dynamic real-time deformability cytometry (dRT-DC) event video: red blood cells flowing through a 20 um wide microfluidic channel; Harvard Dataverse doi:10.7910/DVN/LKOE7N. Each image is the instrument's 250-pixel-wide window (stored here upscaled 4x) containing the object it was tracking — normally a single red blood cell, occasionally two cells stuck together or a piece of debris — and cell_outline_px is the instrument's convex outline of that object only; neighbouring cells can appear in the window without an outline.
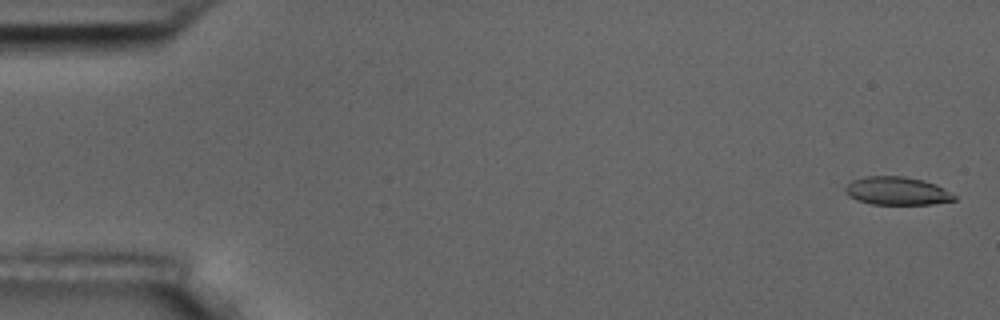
{"species": "common noctule bat (a hibernating species)", "species_latin": "Nyctalus noctula", "temperature_condition": "room temperature", "stored_images_in_passage": 9, "camera_frame_rate_fps": 3000, "um_per_image_px": 0.085, "animal": {"sex": "male", "body_mass_g": 17.5, "forearm_length_mm": 52.3}, "frame": {"image": 1, "passage_image": 1, "time_ms": 0.0, "image_size_px": [1000, 320], "cell_outline_px": [[956, 200], [932, 204], [872, 204], [856, 200], [848, 196], [844, 192], [844, 188], [852, 180], [868, 176], [904, 176], [924, 180], [936, 184], [944, 188], [956, 196]], "centroid_in_image_um": [76.24, 16.23], "position_along_channel_um": 8.8, "area_um2": 17.98}}
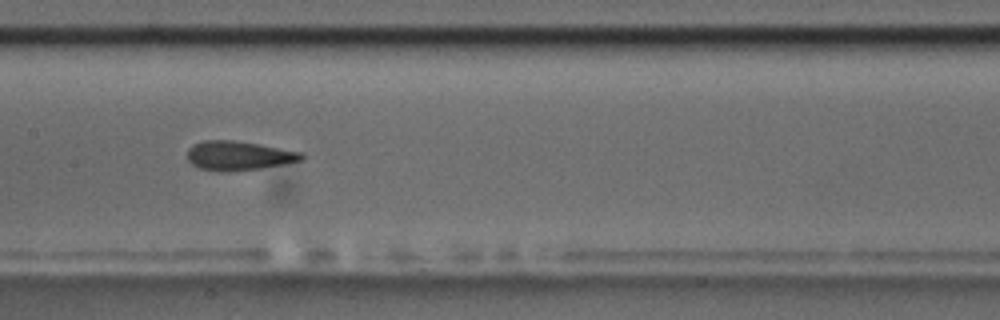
{"frame": {"image": 2, "passage_image": 8, "time_ms": 8.667, "image_size_px": [1000, 320], "cell_outline_px": [[304, 160], [284, 164], [260, 168], [224, 172], [220, 172], [200, 168], [192, 164], [188, 160], [188, 148], [192, 144], [204, 140], [232, 140], [260, 144], [304, 152]], "centroid_in_image_um": [20.31, 13.22], "position_along_channel_um": 187.1, "area_um2": 19.59}}
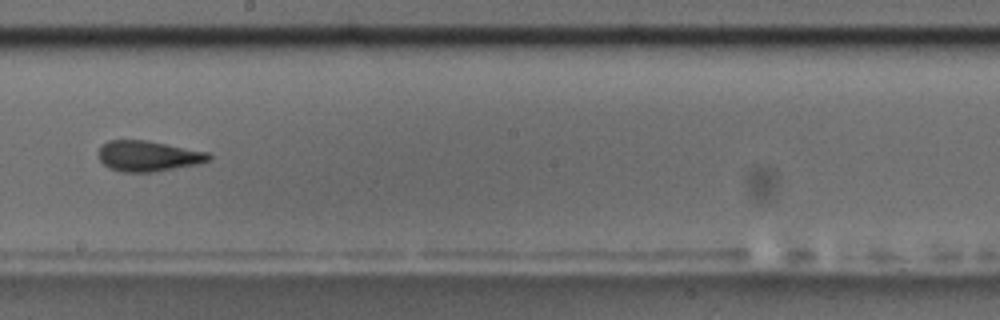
{"frame": {"image": 3, "passage_image": 9, "time_ms": 10.0, "image_size_px": [1000, 320], "cell_outline_px": [[212, 156], [208, 160], [200, 164], [152, 172], [124, 172], [112, 168], [104, 164], [100, 160], [96, 152], [108, 140], [144, 140], [208, 152]], "centroid_in_image_um": [12.59, 13.26], "position_along_channel_um": 235.6, "area_um2": 19.48}}